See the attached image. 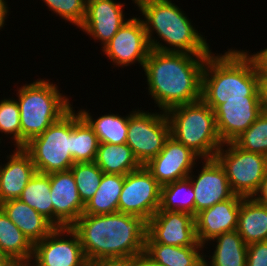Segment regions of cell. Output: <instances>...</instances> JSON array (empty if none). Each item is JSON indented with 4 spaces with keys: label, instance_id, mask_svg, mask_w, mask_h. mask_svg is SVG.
Instances as JSON below:
<instances>
[{
    "label": "cell",
    "instance_id": "cell-36",
    "mask_svg": "<svg viewBox=\"0 0 267 266\" xmlns=\"http://www.w3.org/2000/svg\"><path fill=\"white\" fill-rule=\"evenodd\" d=\"M246 266H267V241L248 245Z\"/></svg>",
    "mask_w": 267,
    "mask_h": 266
},
{
    "label": "cell",
    "instance_id": "cell-43",
    "mask_svg": "<svg viewBox=\"0 0 267 266\" xmlns=\"http://www.w3.org/2000/svg\"><path fill=\"white\" fill-rule=\"evenodd\" d=\"M0 266H16V264L10 258L0 255Z\"/></svg>",
    "mask_w": 267,
    "mask_h": 266
},
{
    "label": "cell",
    "instance_id": "cell-38",
    "mask_svg": "<svg viewBox=\"0 0 267 266\" xmlns=\"http://www.w3.org/2000/svg\"><path fill=\"white\" fill-rule=\"evenodd\" d=\"M87 266H131L130 259H96L87 261Z\"/></svg>",
    "mask_w": 267,
    "mask_h": 266
},
{
    "label": "cell",
    "instance_id": "cell-8",
    "mask_svg": "<svg viewBox=\"0 0 267 266\" xmlns=\"http://www.w3.org/2000/svg\"><path fill=\"white\" fill-rule=\"evenodd\" d=\"M215 159L225 170L232 192L242 197H253L267 173V156L244 151L233 142L224 143Z\"/></svg>",
    "mask_w": 267,
    "mask_h": 266
},
{
    "label": "cell",
    "instance_id": "cell-10",
    "mask_svg": "<svg viewBox=\"0 0 267 266\" xmlns=\"http://www.w3.org/2000/svg\"><path fill=\"white\" fill-rule=\"evenodd\" d=\"M161 187L145 166L129 172L124 178L118 212L148 221L159 210Z\"/></svg>",
    "mask_w": 267,
    "mask_h": 266
},
{
    "label": "cell",
    "instance_id": "cell-32",
    "mask_svg": "<svg viewBox=\"0 0 267 266\" xmlns=\"http://www.w3.org/2000/svg\"><path fill=\"white\" fill-rule=\"evenodd\" d=\"M70 170L80 198L86 204L97 191L104 173L95 162L74 163Z\"/></svg>",
    "mask_w": 267,
    "mask_h": 266
},
{
    "label": "cell",
    "instance_id": "cell-37",
    "mask_svg": "<svg viewBox=\"0 0 267 266\" xmlns=\"http://www.w3.org/2000/svg\"><path fill=\"white\" fill-rule=\"evenodd\" d=\"M245 51L253 59L259 74V79L267 80V48L252 54L247 50Z\"/></svg>",
    "mask_w": 267,
    "mask_h": 266
},
{
    "label": "cell",
    "instance_id": "cell-6",
    "mask_svg": "<svg viewBox=\"0 0 267 266\" xmlns=\"http://www.w3.org/2000/svg\"><path fill=\"white\" fill-rule=\"evenodd\" d=\"M170 136L192 149L202 159L215 158L223 142L219 137L214 110L202 99L167 110Z\"/></svg>",
    "mask_w": 267,
    "mask_h": 266
},
{
    "label": "cell",
    "instance_id": "cell-39",
    "mask_svg": "<svg viewBox=\"0 0 267 266\" xmlns=\"http://www.w3.org/2000/svg\"><path fill=\"white\" fill-rule=\"evenodd\" d=\"M258 92L261 111L262 113L267 114V80L258 79Z\"/></svg>",
    "mask_w": 267,
    "mask_h": 266
},
{
    "label": "cell",
    "instance_id": "cell-13",
    "mask_svg": "<svg viewBox=\"0 0 267 266\" xmlns=\"http://www.w3.org/2000/svg\"><path fill=\"white\" fill-rule=\"evenodd\" d=\"M145 243L170 246H203L196 237L195 217L179 211H157L147 221Z\"/></svg>",
    "mask_w": 267,
    "mask_h": 266
},
{
    "label": "cell",
    "instance_id": "cell-5",
    "mask_svg": "<svg viewBox=\"0 0 267 266\" xmlns=\"http://www.w3.org/2000/svg\"><path fill=\"white\" fill-rule=\"evenodd\" d=\"M16 101L20 110L21 148L32 138L42 134L73 106L57 84L37 79L17 88Z\"/></svg>",
    "mask_w": 267,
    "mask_h": 266
},
{
    "label": "cell",
    "instance_id": "cell-30",
    "mask_svg": "<svg viewBox=\"0 0 267 266\" xmlns=\"http://www.w3.org/2000/svg\"><path fill=\"white\" fill-rule=\"evenodd\" d=\"M19 199L35 209L54 226V209L48 174L36 172L23 189Z\"/></svg>",
    "mask_w": 267,
    "mask_h": 266
},
{
    "label": "cell",
    "instance_id": "cell-2",
    "mask_svg": "<svg viewBox=\"0 0 267 266\" xmlns=\"http://www.w3.org/2000/svg\"><path fill=\"white\" fill-rule=\"evenodd\" d=\"M87 261L131 259L145 251L147 221L126 213L82 214L71 226Z\"/></svg>",
    "mask_w": 267,
    "mask_h": 266
},
{
    "label": "cell",
    "instance_id": "cell-41",
    "mask_svg": "<svg viewBox=\"0 0 267 266\" xmlns=\"http://www.w3.org/2000/svg\"><path fill=\"white\" fill-rule=\"evenodd\" d=\"M253 198L259 203L267 205V173L261 181L258 191L253 195Z\"/></svg>",
    "mask_w": 267,
    "mask_h": 266
},
{
    "label": "cell",
    "instance_id": "cell-7",
    "mask_svg": "<svg viewBox=\"0 0 267 266\" xmlns=\"http://www.w3.org/2000/svg\"><path fill=\"white\" fill-rule=\"evenodd\" d=\"M72 108L42 134L32 138L23 149L31 156L37 172L50 174L70 170Z\"/></svg>",
    "mask_w": 267,
    "mask_h": 266
},
{
    "label": "cell",
    "instance_id": "cell-44",
    "mask_svg": "<svg viewBox=\"0 0 267 266\" xmlns=\"http://www.w3.org/2000/svg\"><path fill=\"white\" fill-rule=\"evenodd\" d=\"M23 266H34L31 262L28 264H24Z\"/></svg>",
    "mask_w": 267,
    "mask_h": 266
},
{
    "label": "cell",
    "instance_id": "cell-21",
    "mask_svg": "<svg viewBox=\"0 0 267 266\" xmlns=\"http://www.w3.org/2000/svg\"><path fill=\"white\" fill-rule=\"evenodd\" d=\"M0 208L34 245L43 240L55 227L35 209L20 199L5 201Z\"/></svg>",
    "mask_w": 267,
    "mask_h": 266
},
{
    "label": "cell",
    "instance_id": "cell-18",
    "mask_svg": "<svg viewBox=\"0 0 267 266\" xmlns=\"http://www.w3.org/2000/svg\"><path fill=\"white\" fill-rule=\"evenodd\" d=\"M54 209V227H71L83 214L85 204L77 190L71 170L48 174Z\"/></svg>",
    "mask_w": 267,
    "mask_h": 266
},
{
    "label": "cell",
    "instance_id": "cell-28",
    "mask_svg": "<svg viewBox=\"0 0 267 266\" xmlns=\"http://www.w3.org/2000/svg\"><path fill=\"white\" fill-rule=\"evenodd\" d=\"M99 141L92 127L72 107L71 156L74 163L94 162Z\"/></svg>",
    "mask_w": 267,
    "mask_h": 266
},
{
    "label": "cell",
    "instance_id": "cell-12",
    "mask_svg": "<svg viewBox=\"0 0 267 266\" xmlns=\"http://www.w3.org/2000/svg\"><path fill=\"white\" fill-rule=\"evenodd\" d=\"M135 16L128 18L112 39L101 49L114 67L124 68L136 62L142 68L144 67L151 49L142 18Z\"/></svg>",
    "mask_w": 267,
    "mask_h": 266
},
{
    "label": "cell",
    "instance_id": "cell-25",
    "mask_svg": "<svg viewBox=\"0 0 267 266\" xmlns=\"http://www.w3.org/2000/svg\"><path fill=\"white\" fill-rule=\"evenodd\" d=\"M206 246H170L145 243L144 253L162 266H204ZM202 252V253H201Z\"/></svg>",
    "mask_w": 267,
    "mask_h": 266
},
{
    "label": "cell",
    "instance_id": "cell-23",
    "mask_svg": "<svg viewBox=\"0 0 267 266\" xmlns=\"http://www.w3.org/2000/svg\"><path fill=\"white\" fill-rule=\"evenodd\" d=\"M208 243L214 246V251L212 256L205 254L204 266H246L248 245L237 230L225 232Z\"/></svg>",
    "mask_w": 267,
    "mask_h": 266
},
{
    "label": "cell",
    "instance_id": "cell-26",
    "mask_svg": "<svg viewBox=\"0 0 267 266\" xmlns=\"http://www.w3.org/2000/svg\"><path fill=\"white\" fill-rule=\"evenodd\" d=\"M94 162L104 174L126 175L141 167L126 143L117 145L99 143Z\"/></svg>",
    "mask_w": 267,
    "mask_h": 266
},
{
    "label": "cell",
    "instance_id": "cell-35",
    "mask_svg": "<svg viewBox=\"0 0 267 266\" xmlns=\"http://www.w3.org/2000/svg\"><path fill=\"white\" fill-rule=\"evenodd\" d=\"M57 16L80 28L85 15L87 0H42Z\"/></svg>",
    "mask_w": 267,
    "mask_h": 266
},
{
    "label": "cell",
    "instance_id": "cell-24",
    "mask_svg": "<svg viewBox=\"0 0 267 266\" xmlns=\"http://www.w3.org/2000/svg\"><path fill=\"white\" fill-rule=\"evenodd\" d=\"M34 245L0 208V255L10 258L16 265L31 262Z\"/></svg>",
    "mask_w": 267,
    "mask_h": 266
},
{
    "label": "cell",
    "instance_id": "cell-1",
    "mask_svg": "<svg viewBox=\"0 0 267 266\" xmlns=\"http://www.w3.org/2000/svg\"><path fill=\"white\" fill-rule=\"evenodd\" d=\"M208 55L150 50L142 70L148 94L159 111L201 99L202 72Z\"/></svg>",
    "mask_w": 267,
    "mask_h": 266
},
{
    "label": "cell",
    "instance_id": "cell-34",
    "mask_svg": "<svg viewBox=\"0 0 267 266\" xmlns=\"http://www.w3.org/2000/svg\"><path fill=\"white\" fill-rule=\"evenodd\" d=\"M0 133L10 135L14 148H21L20 110L13 97L0 100Z\"/></svg>",
    "mask_w": 267,
    "mask_h": 266
},
{
    "label": "cell",
    "instance_id": "cell-33",
    "mask_svg": "<svg viewBox=\"0 0 267 266\" xmlns=\"http://www.w3.org/2000/svg\"><path fill=\"white\" fill-rule=\"evenodd\" d=\"M233 143L244 151L267 156V114L261 113Z\"/></svg>",
    "mask_w": 267,
    "mask_h": 266
},
{
    "label": "cell",
    "instance_id": "cell-4",
    "mask_svg": "<svg viewBox=\"0 0 267 266\" xmlns=\"http://www.w3.org/2000/svg\"><path fill=\"white\" fill-rule=\"evenodd\" d=\"M258 79L256 65L245 50L211 52L202 72L201 99L214 110L224 100L259 96Z\"/></svg>",
    "mask_w": 267,
    "mask_h": 266
},
{
    "label": "cell",
    "instance_id": "cell-9",
    "mask_svg": "<svg viewBox=\"0 0 267 266\" xmlns=\"http://www.w3.org/2000/svg\"><path fill=\"white\" fill-rule=\"evenodd\" d=\"M170 137V124L164 111L132 109L128 113L126 144L141 166L146 165L163 149Z\"/></svg>",
    "mask_w": 267,
    "mask_h": 266
},
{
    "label": "cell",
    "instance_id": "cell-27",
    "mask_svg": "<svg viewBox=\"0 0 267 266\" xmlns=\"http://www.w3.org/2000/svg\"><path fill=\"white\" fill-rule=\"evenodd\" d=\"M125 175L103 174L94 196L85 204L83 214L101 215L118 212Z\"/></svg>",
    "mask_w": 267,
    "mask_h": 266
},
{
    "label": "cell",
    "instance_id": "cell-20",
    "mask_svg": "<svg viewBox=\"0 0 267 266\" xmlns=\"http://www.w3.org/2000/svg\"><path fill=\"white\" fill-rule=\"evenodd\" d=\"M0 165V204L19 199L23 189L37 172L31 156L23 148H15Z\"/></svg>",
    "mask_w": 267,
    "mask_h": 266
},
{
    "label": "cell",
    "instance_id": "cell-14",
    "mask_svg": "<svg viewBox=\"0 0 267 266\" xmlns=\"http://www.w3.org/2000/svg\"><path fill=\"white\" fill-rule=\"evenodd\" d=\"M198 159L202 158L170 136L160 153L144 166L157 182L164 186L187 178L192 170H195Z\"/></svg>",
    "mask_w": 267,
    "mask_h": 266
},
{
    "label": "cell",
    "instance_id": "cell-16",
    "mask_svg": "<svg viewBox=\"0 0 267 266\" xmlns=\"http://www.w3.org/2000/svg\"><path fill=\"white\" fill-rule=\"evenodd\" d=\"M262 113L259 96L224 100L214 109L216 126L223 144L233 142L246 131Z\"/></svg>",
    "mask_w": 267,
    "mask_h": 266
},
{
    "label": "cell",
    "instance_id": "cell-15",
    "mask_svg": "<svg viewBox=\"0 0 267 266\" xmlns=\"http://www.w3.org/2000/svg\"><path fill=\"white\" fill-rule=\"evenodd\" d=\"M203 160V161H202ZM201 171L193 175V170L188 178L194 189V217L200 211L212 207L216 203L230 199L232 192L225 170L219 162L213 159H201ZM200 172V173H199Z\"/></svg>",
    "mask_w": 267,
    "mask_h": 266
},
{
    "label": "cell",
    "instance_id": "cell-11",
    "mask_svg": "<svg viewBox=\"0 0 267 266\" xmlns=\"http://www.w3.org/2000/svg\"><path fill=\"white\" fill-rule=\"evenodd\" d=\"M31 263L34 266H87V259L77 232L72 227H55L34 244Z\"/></svg>",
    "mask_w": 267,
    "mask_h": 266
},
{
    "label": "cell",
    "instance_id": "cell-42",
    "mask_svg": "<svg viewBox=\"0 0 267 266\" xmlns=\"http://www.w3.org/2000/svg\"><path fill=\"white\" fill-rule=\"evenodd\" d=\"M6 0H0V30L5 26V20L9 16V7ZM8 15V16H7Z\"/></svg>",
    "mask_w": 267,
    "mask_h": 266
},
{
    "label": "cell",
    "instance_id": "cell-29",
    "mask_svg": "<svg viewBox=\"0 0 267 266\" xmlns=\"http://www.w3.org/2000/svg\"><path fill=\"white\" fill-rule=\"evenodd\" d=\"M80 115L92 127L97 135L99 143L123 144L127 140L128 132V114L121 116L109 112L108 114L100 115L97 119L93 118L91 112L84 109L78 111Z\"/></svg>",
    "mask_w": 267,
    "mask_h": 266
},
{
    "label": "cell",
    "instance_id": "cell-40",
    "mask_svg": "<svg viewBox=\"0 0 267 266\" xmlns=\"http://www.w3.org/2000/svg\"><path fill=\"white\" fill-rule=\"evenodd\" d=\"M131 266H162L154 262L150 257L145 253L134 256L130 259Z\"/></svg>",
    "mask_w": 267,
    "mask_h": 266
},
{
    "label": "cell",
    "instance_id": "cell-31",
    "mask_svg": "<svg viewBox=\"0 0 267 266\" xmlns=\"http://www.w3.org/2000/svg\"><path fill=\"white\" fill-rule=\"evenodd\" d=\"M194 189L190 179L184 178L161 187L158 211H179L194 216Z\"/></svg>",
    "mask_w": 267,
    "mask_h": 266
},
{
    "label": "cell",
    "instance_id": "cell-3",
    "mask_svg": "<svg viewBox=\"0 0 267 266\" xmlns=\"http://www.w3.org/2000/svg\"><path fill=\"white\" fill-rule=\"evenodd\" d=\"M139 8L150 49L210 54L207 38L198 33L185 11L172 0H132ZM144 18V19H143ZM158 36L154 37V33ZM156 38V39H155ZM160 39V40H159ZM159 40V41H158ZM162 41V42H160Z\"/></svg>",
    "mask_w": 267,
    "mask_h": 266
},
{
    "label": "cell",
    "instance_id": "cell-19",
    "mask_svg": "<svg viewBox=\"0 0 267 266\" xmlns=\"http://www.w3.org/2000/svg\"><path fill=\"white\" fill-rule=\"evenodd\" d=\"M242 199V196L234 194L230 199L196 214V237L200 245L207 246L213 238L237 229Z\"/></svg>",
    "mask_w": 267,
    "mask_h": 266
},
{
    "label": "cell",
    "instance_id": "cell-17",
    "mask_svg": "<svg viewBox=\"0 0 267 266\" xmlns=\"http://www.w3.org/2000/svg\"><path fill=\"white\" fill-rule=\"evenodd\" d=\"M124 6L125 3L116 0H87L86 15L79 29L101 42L103 48L128 20Z\"/></svg>",
    "mask_w": 267,
    "mask_h": 266
},
{
    "label": "cell",
    "instance_id": "cell-22",
    "mask_svg": "<svg viewBox=\"0 0 267 266\" xmlns=\"http://www.w3.org/2000/svg\"><path fill=\"white\" fill-rule=\"evenodd\" d=\"M236 230L247 245L267 241V205L243 197Z\"/></svg>",
    "mask_w": 267,
    "mask_h": 266
}]
</instances>
